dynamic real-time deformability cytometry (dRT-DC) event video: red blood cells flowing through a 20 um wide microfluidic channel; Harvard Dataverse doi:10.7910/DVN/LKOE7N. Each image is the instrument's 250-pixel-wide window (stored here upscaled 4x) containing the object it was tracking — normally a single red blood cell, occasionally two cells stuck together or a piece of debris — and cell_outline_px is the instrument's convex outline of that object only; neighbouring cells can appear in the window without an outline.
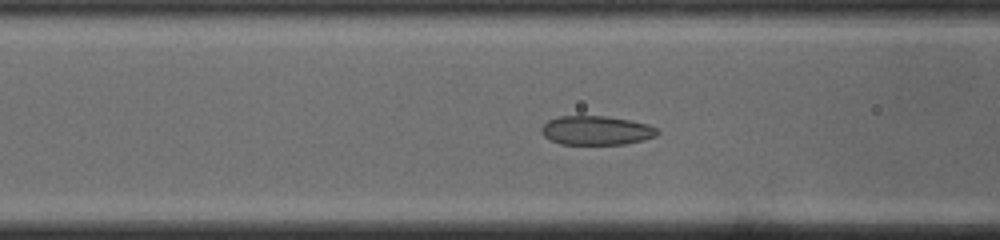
{"species": "common noctule bat (a hibernating species)", "species_latin": "Nyctalus noctula", "temperature_condition": "cold", "stored_images_in_passage": 51, "camera_frame_rate_fps": 3000, "um_per_image_px": 0.085, "animal": {"sex": "male", "body_mass_g": 19.0, "forearm_length_mm": 50.8}, "frame": {"image": 1, "passage_image": 19, "time_ms": 6.0, "image_size_px": [1000, 240], "cell_outline_px": [[660, 132], [656, 136], [644, 140], [624, 144], [560, 144], [544, 136], [540, 132], [540, 128], [548, 120], [560, 116], [604, 116], [628, 120], [648, 124], [656, 128]], "centroid_in_image_um": [50.68, 11.09], "position_along_channel_um": 115.9, "area_um2": 19.59}}
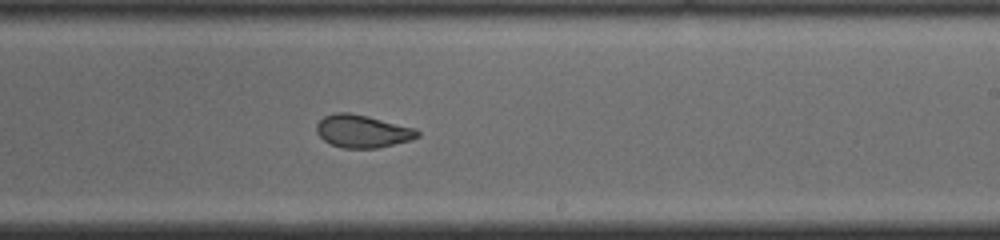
{"frame": {"image": 2, "passage_image": 30, "time_ms": 9.667, "image_size_px": [1000, 240], "cell_outline_px": [[420, 136], [412, 140], [376, 148], [344, 148], [332, 144], [324, 140], [316, 132], [316, 124], [324, 116], [336, 112], [348, 112], [368, 116], [416, 128], [420, 132]], "centroid_in_image_um": [30.83, 11.15], "position_along_channel_um": 258.2, "area_um2": 19.31}}
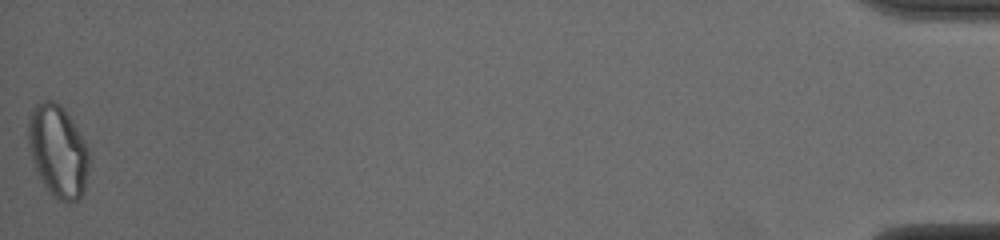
{"frame": {"image": 3, "passage_image": 51, "time_ms": 16.667, "image_size_px": [1000, 240], "cell_outline_px": [[88, 164], [84, 192], [80, 200], [68, 204], [56, 200], [52, 196], [40, 180], [32, 160], [28, 148], [28, 116], [36, 104], [44, 100], [52, 100], [60, 104], [64, 108], [72, 120], [88, 148]], "centroid_in_image_um": [4.91, 12.88], "position_along_channel_um": 430.3, "area_um2": 33.06}, "authors_computed_cell_mechanics": {"area_um2": 21.5594, "velocity_mm_per_s": 3.8891, "shape_relaxation_time_tau1_ms": 8.1763, "shape_relaxation_time_tau2_ms": 1.2922, "deformation_change_tau1": 0.1809, "deformation_change_tau2": 0.0519}}